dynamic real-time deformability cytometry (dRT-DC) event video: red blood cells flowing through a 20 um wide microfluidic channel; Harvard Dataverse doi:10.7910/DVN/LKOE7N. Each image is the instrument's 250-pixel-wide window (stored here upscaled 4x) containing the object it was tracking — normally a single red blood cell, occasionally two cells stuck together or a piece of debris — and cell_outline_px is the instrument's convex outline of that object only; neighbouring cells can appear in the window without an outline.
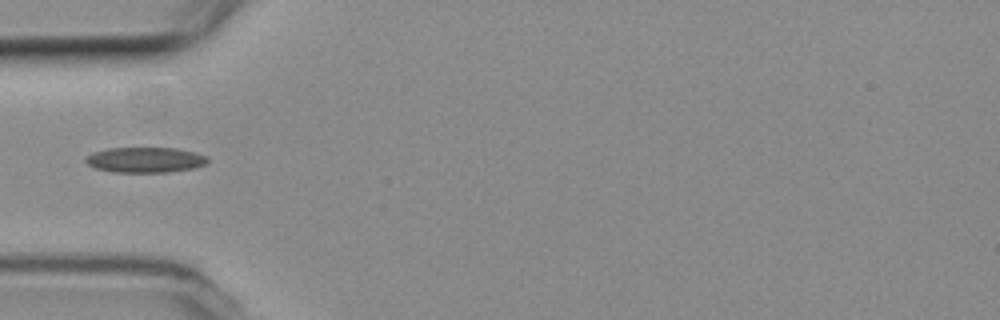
{"species": "common noctule bat (a hibernating species)", "species_latin": "Nyctalus noctula", "temperature_condition": "room temperature", "stored_images_in_passage": 2, "camera_frame_rate_fps": 3000, "um_per_image_px": 0.085, "animal": {"sex": "female", "body_mass_g": 19.3, "forearm_length_mm": 54.1}, "frame": {"image": 1, "passage_image": 2, "time_ms": 0.333, "image_size_px": [1000, 320], "cell_outline_px": [[208, 164], [196, 168], [168, 172], [112, 172], [96, 168], [88, 164], [84, 160], [84, 156], [92, 152], [108, 148], [176, 148], [196, 152], [208, 156]], "centroid_in_image_um": [12.36, 13.58], "position_along_channel_um": 72.6, "area_um2": 18.32}}